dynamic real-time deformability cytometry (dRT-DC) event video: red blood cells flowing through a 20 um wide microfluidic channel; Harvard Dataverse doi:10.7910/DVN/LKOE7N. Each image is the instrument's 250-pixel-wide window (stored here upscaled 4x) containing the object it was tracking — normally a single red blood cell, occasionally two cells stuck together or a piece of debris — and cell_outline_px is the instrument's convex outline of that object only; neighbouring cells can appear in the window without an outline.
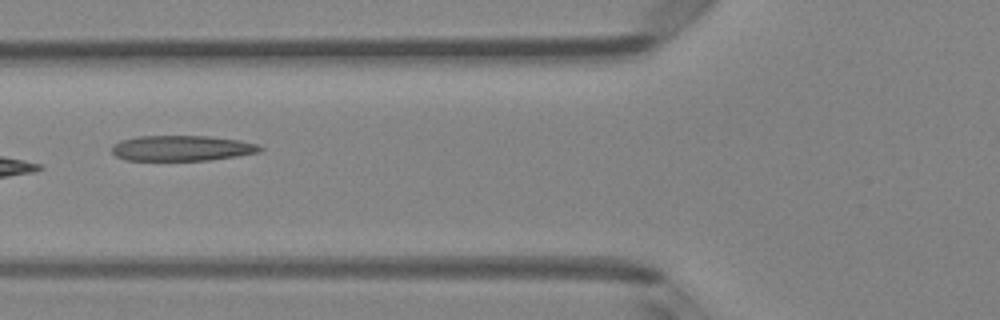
{"species": "Egyptian fruit bat (a non-hibernating species)", "species_latin": "Rousettus aegyptiacus", "temperature_condition": "room temperature", "stored_images_in_passage": 6, "camera_frame_rate_fps": 3000, "um_per_image_px": 0.085, "animal": {"sex": "female"}, "frame": {"image": 1, "passage_image": 6, "time_ms": 5.667, "image_size_px": [1000, 320], "cell_outline_px": [[264, 148], [260, 152], [236, 156], [208, 160], [124, 160], [116, 156], [112, 152], [112, 144], [120, 140], [136, 136], [208, 136], [240, 140], [256, 144]], "centroid_in_image_um": [15.43, 12.59], "position_along_channel_um": 110.4, "area_um2": 22.02}}